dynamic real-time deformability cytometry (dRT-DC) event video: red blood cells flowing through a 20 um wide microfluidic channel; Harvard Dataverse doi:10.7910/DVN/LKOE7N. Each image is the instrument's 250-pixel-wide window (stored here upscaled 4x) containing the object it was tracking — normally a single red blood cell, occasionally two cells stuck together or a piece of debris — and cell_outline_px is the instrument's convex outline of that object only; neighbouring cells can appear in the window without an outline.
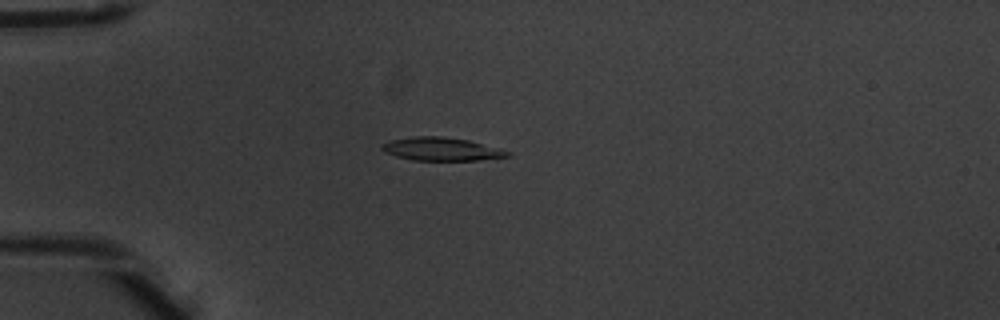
{"species": "common noctule bat (a hibernating species)", "species_latin": "Nyctalus noctula", "temperature_condition": "warm", "stored_images_in_passage": 2, "camera_frame_rate_fps": 3000, "um_per_image_px": 0.085, "animal": {"sex": "male", "body_mass_g": 20.1, "forearm_length_mm": 53.5}, "frame": {"image": 1, "passage_image": 1, "time_ms": 0.0, "image_size_px": [1000, 320], "cell_outline_px": [[512, 156], [480, 160], [412, 160], [396, 156], [384, 152], [380, 148], [380, 144], [388, 140], [412, 136], [440, 136], [468, 140], [512, 152]], "centroid_in_image_um": [37.48, 12.67], "position_along_channel_um": 47.5, "area_um2": 17.11}}
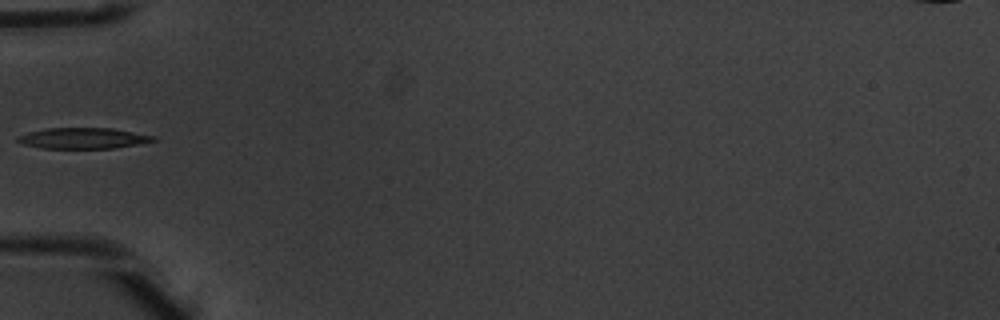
{"frame": {"image": 2, "passage_image": 2, "time_ms": 0.333, "image_size_px": [1000, 320], "cell_outline_px": [[156, 140], [136, 144], [112, 148], [40, 148], [24, 144], [16, 140], [16, 136], [28, 132], [44, 128], [112, 128], [156, 136]], "centroid_in_image_um": [7.02, 11.74], "position_along_channel_um": 78.0, "area_um2": 16.42}}